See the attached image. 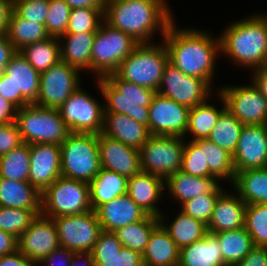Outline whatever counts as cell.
<instances>
[{
    "label": "cell",
    "mask_w": 267,
    "mask_h": 266,
    "mask_svg": "<svg viewBox=\"0 0 267 266\" xmlns=\"http://www.w3.org/2000/svg\"><path fill=\"white\" fill-rule=\"evenodd\" d=\"M212 92V86L204 79L187 76L168 63L156 93L191 109L208 100Z\"/></svg>",
    "instance_id": "5bb4252c"
},
{
    "label": "cell",
    "mask_w": 267,
    "mask_h": 266,
    "mask_svg": "<svg viewBox=\"0 0 267 266\" xmlns=\"http://www.w3.org/2000/svg\"><path fill=\"white\" fill-rule=\"evenodd\" d=\"M60 42L56 37H48L19 51L37 72L42 73L60 61Z\"/></svg>",
    "instance_id": "8d00e7d4"
},
{
    "label": "cell",
    "mask_w": 267,
    "mask_h": 266,
    "mask_svg": "<svg viewBox=\"0 0 267 266\" xmlns=\"http://www.w3.org/2000/svg\"><path fill=\"white\" fill-rule=\"evenodd\" d=\"M220 185L213 193L200 194L199 196L181 204L180 210L194 219L200 220L208 225L215 204L225 189Z\"/></svg>",
    "instance_id": "bcb514c9"
},
{
    "label": "cell",
    "mask_w": 267,
    "mask_h": 266,
    "mask_svg": "<svg viewBox=\"0 0 267 266\" xmlns=\"http://www.w3.org/2000/svg\"><path fill=\"white\" fill-rule=\"evenodd\" d=\"M185 140L183 137L150 135L140 149L141 170L164 180L181 170Z\"/></svg>",
    "instance_id": "30bf717a"
},
{
    "label": "cell",
    "mask_w": 267,
    "mask_h": 266,
    "mask_svg": "<svg viewBox=\"0 0 267 266\" xmlns=\"http://www.w3.org/2000/svg\"><path fill=\"white\" fill-rule=\"evenodd\" d=\"M95 212L102 230L106 232H115L128 224L143 220L148 215L128 194L115 197L99 206Z\"/></svg>",
    "instance_id": "603a6c76"
},
{
    "label": "cell",
    "mask_w": 267,
    "mask_h": 266,
    "mask_svg": "<svg viewBox=\"0 0 267 266\" xmlns=\"http://www.w3.org/2000/svg\"><path fill=\"white\" fill-rule=\"evenodd\" d=\"M218 181L216 177H198L179 170L165 180V190L183 204L200 194L213 193L220 186Z\"/></svg>",
    "instance_id": "484cf974"
},
{
    "label": "cell",
    "mask_w": 267,
    "mask_h": 266,
    "mask_svg": "<svg viewBox=\"0 0 267 266\" xmlns=\"http://www.w3.org/2000/svg\"><path fill=\"white\" fill-rule=\"evenodd\" d=\"M17 107L0 95V125L15 122Z\"/></svg>",
    "instance_id": "6f0895ef"
},
{
    "label": "cell",
    "mask_w": 267,
    "mask_h": 266,
    "mask_svg": "<svg viewBox=\"0 0 267 266\" xmlns=\"http://www.w3.org/2000/svg\"><path fill=\"white\" fill-rule=\"evenodd\" d=\"M15 124L23 143L58 144L69 135L70 130L58 109L28 104L17 109Z\"/></svg>",
    "instance_id": "52a82bcc"
},
{
    "label": "cell",
    "mask_w": 267,
    "mask_h": 266,
    "mask_svg": "<svg viewBox=\"0 0 267 266\" xmlns=\"http://www.w3.org/2000/svg\"><path fill=\"white\" fill-rule=\"evenodd\" d=\"M5 34L17 51L21 50L26 45L50 37L45 24L22 18L14 10H12Z\"/></svg>",
    "instance_id": "e575fe53"
},
{
    "label": "cell",
    "mask_w": 267,
    "mask_h": 266,
    "mask_svg": "<svg viewBox=\"0 0 267 266\" xmlns=\"http://www.w3.org/2000/svg\"><path fill=\"white\" fill-rule=\"evenodd\" d=\"M169 56L160 44L139 43L114 72L120 79L157 92Z\"/></svg>",
    "instance_id": "5b68a950"
},
{
    "label": "cell",
    "mask_w": 267,
    "mask_h": 266,
    "mask_svg": "<svg viewBox=\"0 0 267 266\" xmlns=\"http://www.w3.org/2000/svg\"><path fill=\"white\" fill-rule=\"evenodd\" d=\"M17 52L14 45L9 41L6 34H0V73L9 63L12 56Z\"/></svg>",
    "instance_id": "9f6ffc18"
},
{
    "label": "cell",
    "mask_w": 267,
    "mask_h": 266,
    "mask_svg": "<svg viewBox=\"0 0 267 266\" xmlns=\"http://www.w3.org/2000/svg\"><path fill=\"white\" fill-rule=\"evenodd\" d=\"M213 234L218 239L226 266H237L255 246L250 234L244 227Z\"/></svg>",
    "instance_id": "836d02e7"
},
{
    "label": "cell",
    "mask_w": 267,
    "mask_h": 266,
    "mask_svg": "<svg viewBox=\"0 0 267 266\" xmlns=\"http://www.w3.org/2000/svg\"><path fill=\"white\" fill-rule=\"evenodd\" d=\"M263 20H264V22H265V25H266V29H267V14H258Z\"/></svg>",
    "instance_id": "03108f58"
},
{
    "label": "cell",
    "mask_w": 267,
    "mask_h": 266,
    "mask_svg": "<svg viewBox=\"0 0 267 266\" xmlns=\"http://www.w3.org/2000/svg\"><path fill=\"white\" fill-rule=\"evenodd\" d=\"M40 193L28 181H14L0 177V207L41 210Z\"/></svg>",
    "instance_id": "83f0119b"
},
{
    "label": "cell",
    "mask_w": 267,
    "mask_h": 266,
    "mask_svg": "<svg viewBox=\"0 0 267 266\" xmlns=\"http://www.w3.org/2000/svg\"><path fill=\"white\" fill-rule=\"evenodd\" d=\"M128 179L117 172L101 168L89 183L92 210L108 203L115 197L127 194Z\"/></svg>",
    "instance_id": "4dcf8cb0"
},
{
    "label": "cell",
    "mask_w": 267,
    "mask_h": 266,
    "mask_svg": "<svg viewBox=\"0 0 267 266\" xmlns=\"http://www.w3.org/2000/svg\"><path fill=\"white\" fill-rule=\"evenodd\" d=\"M61 176V148L58 144H30L28 182L40 193Z\"/></svg>",
    "instance_id": "d6986e66"
},
{
    "label": "cell",
    "mask_w": 267,
    "mask_h": 266,
    "mask_svg": "<svg viewBox=\"0 0 267 266\" xmlns=\"http://www.w3.org/2000/svg\"><path fill=\"white\" fill-rule=\"evenodd\" d=\"M190 108L156 93L149 106L150 135L186 136Z\"/></svg>",
    "instance_id": "2e32d148"
},
{
    "label": "cell",
    "mask_w": 267,
    "mask_h": 266,
    "mask_svg": "<svg viewBox=\"0 0 267 266\" xmlns=\"http://www.w3.org/2000/svg\"><path fill=\"white\" fill-rule=\"evenodd\" d=\"M0 95L14 104V84L3 72L0 73Z\"/></svg>",
    "instance_id": "6125c7cd"
},
{
    "label": "cell",
    "mask_w": 267,
    "mask_h": 266,
    "mask_svg": "<svg viewBox=\"0 0 267 266\" xmlns=\"http://www.w3.org/2000/svg\"><path fill=\"white\" fill-rule=\"evenodd\" d=\"M79 70L59 61L40 73L37 100L33 103L44 108L59 109L69 96L80 87Z\"/></svg>",
    "instance_id": "4fadbf2b"
},
{
    "label": "cell",
    "mask_w": 267,
    "mask_h": 266,
    "mask_svg": "<svg viewBox=\"0 0 267 266\" xmlns=\"http://www.w3.org/2000/svg\"><path fill=\"white\" fill-rule=\"evenodd\" d=\"M30 172V145L22 143L0 156V177L14 181H28Z\"/></svg>",
    "instance_id": "ab89813d"
},
{
    "label": "cell",
    "mask_w": 267,
    "mask_h": 266,
    "mask_svg": "<svg viewBox=\"0 0 267 266\" xmlns=\"http://www.w3.org/2000/svg\"><path fill=\"white\" fill-rule=\"evenodd\" d=\"M232 187L247 204H267V168L235 173Z\"/></svg>",
    "instance_id": "1f68e13d"
},
{
    "label": "cell",
    "mask_w": 267,
    "mask_h": 266,
    "mask_svg": "<svg viewBox=\"0 0 267 266\" xmlns=\"http://www.w3.org/2000/svg\"><path fill=\"white\" fill-rule=\"evenodd\" d=\"M174 23L173 20L163 37L169 63L185 75L204 79L211 86L216 59L221 54L219 36L215 38L204 30L180 29Z\"/></svg>",
    "instance_id": "6da1fadb"
},
{
    "label": "cell",
    "mask_w": 267,
    "mask_h": 266,
    "mask_svg": "<svg viewBox=\"0 0 267 266\" xmlns=\"http://www.w3.org/2000/svg\"><path fill=\"white\" fill-rule=\"evenodd\" d=\"M39 263L28 259L18 250L11 254L0 256V266H38Z\"/></svg>",
    "instance_id": "11a10c76"
},
{
    "label": "cell",
    "mask_w": 267,
    "mask_h": 266,
    "mask_svg": "<svg viewBox=\"0 0 267 266\" xmlns=\"http://www.w3.org/2000/svg\"><path fill=\"white\" fill-rule=\"evenodd\" d=\"M237 266H267V247L255 245Z\"/></svg>",
    "instance_id": "db71d44e"
},
{
    "label": "cell",
    "mask_w": 267,
    "mask_h": 266,
    "mask_svg": "<svg viewBox=\"0 0 267 266\" xmlns=\"http://www.w3.org/2000/svg\"><path fill=\"white\" fill-rule=\"evenodd\" d=\"M17 238L0 230V256L11 254L18 250Z\"/></svg>",
    "instance_id": "680465c9"
},
{
    "label": "cell",
    "mask_w": 267,
    "mask_h": 266,
    "mask_svg": "<svg viewBox=\"0 0 267 266\" xmlns=\"http://www.w3.org/2000/svg\"><path fill=\"white\" fill-rule=\"evenodd\" d=\"M219 100L222 102V108H215L206 100L205 102L192 107L189 110V120L186 135L190 132L192 138L190 141L198 139H207L212 129L215 127L221 112L226 108L224 99L218 93Z\"/></svg>",
    "instance_id": "d590c367"
},
{
    "label": "cell",
    "mask_w": 267,
    "mask_h": 266,
    "mask_svg": "<svg viewBox=\"0 0 267 266\" xmlns=\"http://www.w3.org/2000/svg\"><path fill=\"white\" fill-rule=\"evenodd\" d=\"M92 210L89 183L60 176L41 197V214L54 218Z\"/></svg>",
    "instance_id": "9c48e42d"
},
{
    "label": "cell",
    "mask_w": 267,
    "mask_h": 266,
    "mask_svg": "<svg viewBox=\"0 0 267 266\" xmlns=\"http://www.w3.org/2000/svg\"><path fill=\"white\" fill-rule=\"evenodd\" d=\"M181 170L198 177H214L204 157V139L185 142Z\"/></svg>",
    "instance_id": "ee69618b"
},
{
    "label": "cell",
    "mask_w": 267,
    "mask_h": 266,
    "mask_svg": "<svg viewBox=\"0 0 267 266\" xmlns=\"http://www.w3.org/2000/svg\"><path fill=\"white\" fill-rule=\"evenodd\" d=\"M162 214L159 219L162 226L168 231L171 239L181 249L201 240L207 233V225L182 211L173 218V221L165 225V216Z\"/></svg>",
    "instance_id": "d6a6232c"
},
{
    "label": "cell",
    "mask_w": 267,
    "mask_h": 266,
    "mask_svg": "<svg viewBox=\"0 0 267 266\" xmlns=\"http://www.w3.org/2000/svg\"><path fill=\"white\" fill-rule=\"evenodd\" d=\"M71 10L64 0H49L45 27L50 37L60 38L66 33Z\"/></svg>",
    "instance_id": "c3c4849f"
},
{
    "label": "cell",
    "mask_w": 267,
    "mask_h": 266,
    "mask_svg": "<svg viewBox=\"0 0 267 266\" xmlns=\"http://www.w3.org/2000/svg\"><path fill=\"white\" fill-rule=\"evenodd\" d=\"M70 266H95L91 252H74Z\"/></svg>",
    "instance_id": "e7e4bbea"
},
{
    "label": "cell",
    "mask_w": 267,
    "mask_h": 266,
    "mask_svg": "<svg viewBox=\"0 0 267 266\" xmlns=\"http://www.w3.org/2000/svg\"><path fill=\"white\" fill-rule=\"evenodd\" d=\"M218 93L243 125H267V100L253 82L247 86H222Z\"/></svg>",
    "instance_id": "9a60e30c"
},
{
    "label": "cell",
    "mask_w": 267,
    "mask_h": 266,
    "mask_svg": "<svg viewBox=\"0 0 267 266\" xmlns=\"http://www.w3.org/2000/svg\"><path fill=\"white\" fill-rule=\"evenodd\" d=\"M52 219L57 227L60 247L73 252H91L103 231L94 210Z\"/></svg>",
    "instance_id": "7c38bea8"
},
{
    "label": "cell",
    "mask_w": 267,
    "mask_h": 266,
    "mask_svg": "<svg viewBox=\"0 0 267 266\" xmlns=\"http://www.w3.org/2000/svg\"><path fill=\"white\" fill-rule=\"evenodd\" d=\"M253 83L267 100V65L253 70Z\"/></svg>",
    "instance_id": "94428289"
},
{
    "label": "cell",
    "mask_w": 267,
    "mask_h": 266,
    "mask_svg": "<svg viewBox=\"0 0 267 266\" xmlns=\"http://www.w3.org/2000/svg\"><path fill=\"white\" fill-rule=\"evenodd\" d=\"M73 255H74L73 251L68 250L67 248L59 247L55 249L53 252H51L47 257H44L38 263L39 266H42L43 264L44 266H70Z\"/></svg>",
    "instance_id": "816d5d0a"
},
{
    "label": "cell",
    "mask_w": 267,
    "mask_h": 266,
    "mask_svg": "<svg viewBox=\"0 0 267 266\" xmlns=\"http://www.w3.org/2000/svg\"><path fill=\"white\" fill-rule=\"evenodd\" d=\"M104 9L95 7L72 9L65 34L96 33L104 21Z\"/></svg>",
    "instance_id": "b9f144b4"
},
{
    "label": "cell",
    "mask_w": 267,
    "mask_h": 266,
    "mask_svg": "<svg viewBox=\"0 0 267 266\" xmlns=\"http://www.w3.org/2000/svg\"><path fill=\"white\" fill-rule=\"evenodd\" d=\"M18 251L30 260L41 261L60 247L56 224L42 214L32 221L30 227L17 240Z\"/></svg>",
    "instance_id": "e0dca14e"
},
{
    "label": "cell",
    "mask_w": 267,
    "mask_h": 266,
    "mask_svg": "<svg viewBox=\"0 0 267 266\" xmlns=\"http://www.w3.org/2000/svg\"><path fill=\"white\" fill-rule=\"evenodd\" d=\"M138 44L132 36L103 21L96 31L91 50V72L97 78L114 73Z\"/></svg>",
    "instance_id": "ba28073f"
},
{
    "label": "cell",
    "mask_w": 267,
    "mask_h": 266,
    "mask_svg": "<svg viewBox=\"0 0 267 266\" xmlns=\"http://www.w3.org/2000/svg\"><path fill=\"white\" fill-rule=\"evenodd\" d=\"M160 224L156 216L147 215L143 220L119 228L114 233L123 247L142 254L149 242L152 231Z\"/></svg>",
    "instance_id": "74e56055"
},
{
    "label": "cell",
    "mask_w": 267,
    "mask_h": 266,
    "mask_svg": "<svg viewBox=\"0 0 267 266\" xmlns=\"http://www.w3.org/2000/svg\"><path fill=\"white\" fill-rule=\"evenodd\" d=\"M60 148L61 176L90 183L101 170L98 134L70 132Z\"/></svg>",
    "instance_id": "8992f818"
},
{
    "label": "cell",
    "mask_w": 267,
    "mask_h": 266,
    "mask_svg": "<svg viewBox=\"0 0 267 266\" xmlns=\"http://www.w3.org/2000/svg\"><path fill=\"white\" fill-rule=\"evenodd\" d=\"M204 157L208 162L209 172L218 180H230L233 183L235 178V168L233 158L225 149L219 147L214 142L204 139Z\"/></svg>",
    "instance_id": "60d3db41"
},
{
    "label": "cell",
    "mask_w": 267,
    "mask_h": 266,
    "mask_svg": "<svg viewBox=\"0 0 267 266\" xmlns=\"http://www.w3.org/2000/svg\"><path fill=\"white\" fill-rule=\"evenodd\" d=\"M243 127L244 125L225 108L207 139L233 156Z\"/></svg>",
    "instance_id": "f35d334b"
},
{
    "label": "cell",
    "mask_w": 267,
    "mask_h": 266,
    "mask_svg": "<svg viewBox=\"0 0 267 266\" xmlns=\"http://www.w3.org/2000/svg\"><path fill=\"white\" fill-rule=\"evenodd\" d=\"M78 87L58 109L70 132L100 134L104 124V104Z\"/></svg>",
    "instance_id": "8fae6325"
},
{
    "label": "cell",
    "mask_w": 267,
    "mask_h": 266,
    "mask_svg": "<svg viewBox=\"0 0 267 266\" xmlns=\"http://www.w3.org/2000/svg\"><path fill=\"white\" fill-rule=\"evenodd\" d=\"M23 143L15 122L0 125V156L10 152Z\"/></svg>",
    "instance_id": "f907efd6"
},
{
    "label": "cell",
    "mask_w": 267,
    "mask_h": 266,
    "mask_svg": "<svg viewBox=\"0 0 267 266\" xmlns=\"http://www.w3.org/2000/svg\"><path fill=\"white\" fill-rule=\"evenodd\" d=\"M246 206L237 194L224 191L215 204L207 231L213 234L243 228Z\"/></svg>",
    "instance_id": "d4e9b609"
},
{
    "label": "cell",
    "mask_w": 267,
    "mask_h": 266,
    "mask_svg": "<svg viewBox=\"0 0 267 266\" xmlns=\"http://www.w3.org/2000/svg\"><path fill=\"white\" fill-rule=\"evenodd\" d=\"M180 248L160 223L142 252L144 266H178Z\"/></svg>",
    "instance_id": "4316f807"
},
{
    "label": "cell",
    "mask_w": 267,
    "mask_h": 266,
    "mask_svg": "<svg viewBox=\"0 0 267 266\" xmlns=\"http://www.w3.org/2000/svg\"><path fill=\"white\" fill-rule=\"evenodd\" d=\"M164 189L162 177L142 170L128 179L127 194L130 198L148 215L158 218L163 214L157 204L162 200Z\"/></svg>",
    "instance_id": "7402d4cb"
},
{
    "label": "cell",
    "mask_w": 267,
    "mask_h": 266,
    "mask_svg": "<svg viewBox=\"0 0 267 266\" xmlns=\"http://www.w3.org/2000/svg\"><path fill=\"white\" fill-rule=\"evenodd\" d=\"M13 10L22 18L45 24L49 0H18Z\"/></svg>",
    "instance_id": "681fc988"
},
{
    "label": "cell",
    "mask_w": 267,
    "mask_h": 266,
    "mask_svg": "<svg viewBox=\"0 0 267 266\" xmlns=\"http://www.w3.org/2000/svg\"><path fill=\"white\" fill-rule=\"evenodd\" d=\"M41 210L0 207V230L18 237L26 231Z\"/></svg>",
    "instance_id": "7bdbcfd3"
},
{
    "label": "cell",
    "mask_w": 267,
    "mask_h": 266,
    "mask_svg": "<svg viewBox=\"0 0 267 266\" xmlns=\"http://www.w3.org/2000/svg\"><path fill=\"white\" fill-rule=\"evenodd\" d=\"M114 266H144L142 254L122 247L115 257Z\"/></svg>",
    "instance_id": "f5cc1de1"
},
{
    "label": "cell",
    "mask_w": 267,
    "mask_h": 266,
    "mask_svg": "<svg viewBox=\"0 0 267 266\" xmlns=\"http://www.w3.org/2000/svg\"><path fill=\"white\" fill-rule=\"evenodd\" d=\"M101 168L114 171L127 179L141 171L140 150L98 134Z\"/></svg>",
    "instance_id": "ffe728a7"
},
{
    "label": "cell",
    "mask_w": 267,
    "mask_h": 266,
    "mask_svg": "<svg viewBox=\"0 0 267 266\" xmlns=\"http://www.w3.org/2000/svg\"><path fill=\"white\" fill-rule=\"evenodd\" d=\"M244 228L250 234L254 245L267 247V204L246 206Z\"/></svg>",
    "instance_id": "f6af8a7d"
},
{
    "label": "cell",
    "mask_w": 267,
    "mask_h": 266,
    "mask_svg": "<svg viewBox=\"0 0 267 266\" xmlns=\"http://www.w3.org/2000/svg\"><path fill=\"white\" fill-rule=\"evenodd\" d=\"M71 9L95 7L105 8L106 0H64Z\"/></svg>",
    "instance_id": "be15d7a7"
},
{
    "label": "cell",
    "mask_w": 267,
    "mask_h": 266,
    "mask_svg": "<svg viewBox=\"0 0 267 266\" xmlns=\"http://www.w3.org/2000/svg\"><path fill=\"white\" fill-rule=\"evenodd\" d=\"M166 0H106L104 21L139 43L153 42L156 32L164 37L173 21Z\"/></svg>",
    "instance_id": "7a4b0ae2"
},
{
    "label": "cell",
    "mask_w": 267,
    "mask_h": 266,
    "mask_svg": "<svg viewBox=\"0 0 267 266\" xmlns=\"http://www.w3.org/2000/svg\"><path fill=\"white\" fill-rule=\"evenodd\" d=\"M232 158L235 173L267 168V125H244Z\"/></svg>",
    "instance_id": "ac0fdd59"
},
{
    "label": "cell",
    "mask_w": 267,
    "mask_h": 266,
    "mask_svg": "<svg viewBox=\"0 0 267 266\" xmlns=\"http://www.w3.org/2000/svg\"><path fill=\"white\" fill-rule=\"evenodd\" d=\"M13 4L15 3V2H17L18 0H10Z\"/></svg>",
    "instance_id": "003e7915"
},
{
    "label": "cell",
    "mask_w": 267,
    "mask_h": 266,
    "mask_svg": "<svg viewBox=\"0 0 267 266\" xmlns=\"http://www.w3.org/2000/svg\"><path fill=\"white\" fill-rule=\"evenodd\" d=\"M12 10L13 3L10 0H0V34L6 33Z\"/></svg>",
    "instance_id": "91938a15"
},
{
    "label": "cell",
    "mask_w": 267,
    "mask_h": 266,
    "mask_svg": "<svg viewBox=\"0 0 267 266\" xmlns=\"http://www.w3.org/2000/svg\"><path fill=\"white\" fill-rule=\"evenodd\" d=\"M104 112L125 114L148 127L149 106L156 91L120 79L115 73L96 80Z\"/></svg>",
    "instance_id": "277c9868"
},
{
    "label": "cell",
    "mask_w": 267,
    "mask_h": 266,
    "mask_svg": "<svg viewBox=\"0 0 267 266\" xmlns=\"http://www.w3.org/2000/svg\"><path fill=\"white\" fill-rule=\"evenodd\" d=\"M178 266H226L217 237L208 232L201 240L182 247Z\"/></svg>",
    "instance_id": "f1b7e54d"
},
{
    "label": "cell",
    "mask_w": 267,
    "mask_h": 266,
    "mask_svg": "<svg viewBox=\"0 0 267 266\" xmlns=\"http://www.w3.org/2000/svg\"><path fill=\"white\" fill-rule=\"evenodd\" d=\"M96 33L64 34L60 38V60L71 67L91 71V50ZM64 42V43H63Z\"/></svg>",
    "instance_id": "f546056e"
},
{
    "label": "cell",
    "mask_w": 267,
    "mask_h": 266,
    "mask_svg": "<svg viewBox=\"0 0 267 266\" xmlns=\"http://www.w3.org/2000/svg\"><path fill=\"white\" fill-rule=\"evenodd\" d=\"M102 134L138 150L148 140V127L125 114L104 112Z\"/></svg>",
    "instance_id": "cb8c5ba5"
},
{
    "label": "cell",
    "mask_w": 267,
    "mask_h": 266,
    "mask_svg": "<svg viewBox=\"0 0 267 266\" xmlns=\"http://www.w3.org/2000/svg\"><path fill=\"white\" fill-rule=\"evenodd\" d=\"M3 73L14 84V105L21 108L37 100L40 73L17 51L5 66Z\"/></svg>",
    "instance_id": "44dd1931"
},
{
    "label": "cell",
    "mask_w": 267,
    "mask_h": 266,
    "mask_svg": "<svg viewBox=\"0 0 267 266\" xmlns=\"http://www.w3.org/2000/svg\"><path fill=\"white\" fill-rule=\"evenodd\" d=\"M122 247V243L114 232L102 231L91 250L94 265L114 266L115 257Z\"/></svg>",
    "instance_id": "7dc6e473"
},
{
    "label": "cell",
    "mask_w": 267,
    "mask_h": 266,
    "mask_svg": "<svg viewBox=\"0 0 267 266\" xmlns=\"http://www.w3.org/2000/svg\"><path fill=\"white\" fill-rule=\"evenodd\" d=\"M219 38L221 55L231 62L250 70L267 65V29L257 13L234 21Z\"/></svg>",
    "instance_id": "3957f363"
}]
</instances>
